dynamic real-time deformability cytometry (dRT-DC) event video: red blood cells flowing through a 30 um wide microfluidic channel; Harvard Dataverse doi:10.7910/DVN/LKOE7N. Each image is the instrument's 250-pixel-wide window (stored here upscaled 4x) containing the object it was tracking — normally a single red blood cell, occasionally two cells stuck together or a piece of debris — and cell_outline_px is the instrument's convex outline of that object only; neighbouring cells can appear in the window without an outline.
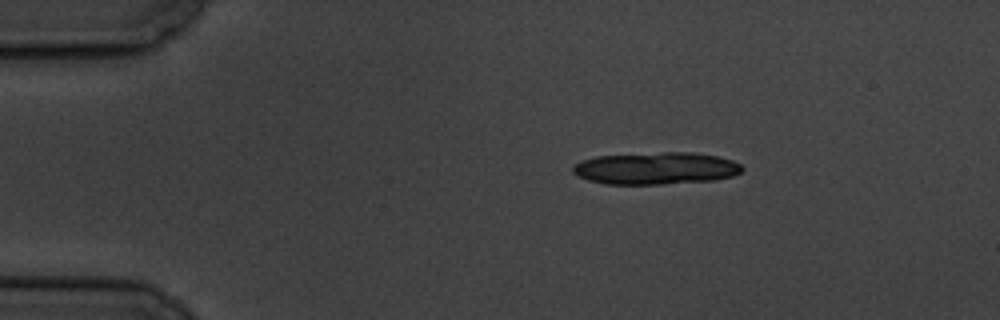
{"species": "common noctule bat (a hibernating species)", "species_latin": "Nyctalus noctula", "temperature_condition": "cold", "stored_images_in_passage": 4, "camera_frame_rate_fps": 3000, "um_per_image_px": 0.085, "animal": {"sex": "male", "body_mass_g": 19.5, "forearm_length_mm": 54.6}, "frame": {"image": 1, "passage_image": 2, "time_ms": 1.0, "image_size_px": [1000, 320], "cell_outline_px": [[744, 168], [740, 172], [732, 176], [716, 180], [660, 184], [604, 184], [588, 180], [576, 176], [572, 172], [572, 164], [580, 160], [596, 156], [664, 152], [692, 152], [716, 156], [732, 160], [740, 164]], "centroid_in_image_um": [55.7, 14.31], "position_along_channel_um": 29.3, "area_um2": 31.96}}